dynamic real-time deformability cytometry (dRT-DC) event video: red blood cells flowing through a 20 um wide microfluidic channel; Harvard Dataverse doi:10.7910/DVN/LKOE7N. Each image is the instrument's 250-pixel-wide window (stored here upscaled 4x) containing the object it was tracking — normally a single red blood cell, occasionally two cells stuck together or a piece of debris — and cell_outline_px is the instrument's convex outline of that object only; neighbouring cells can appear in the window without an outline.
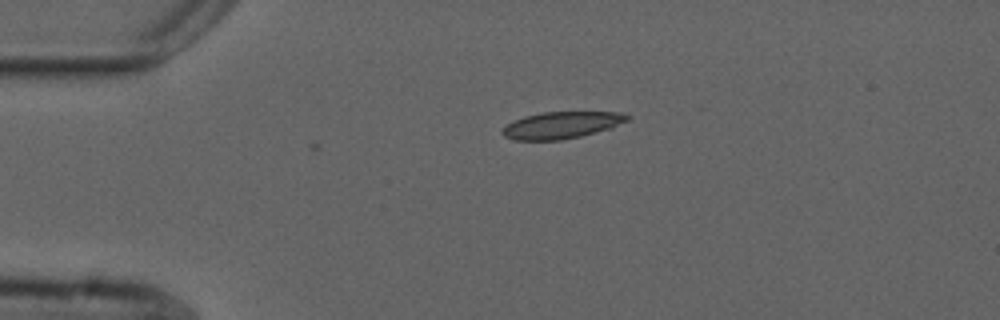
{"species": "common noctule bat (a hibernating species)", "species_latin": "Nyctalus noctula", "temperature_condition": "cold", "stored_images_in_passage": 20, "camera_frame_rate_fps": 3000, "um_per_image_px": 0.085, "animal": {"sex": "male", "forearm_length_mm": 52.5}, "frame": {"image": 1, "passage_image": 1, "time_ms": 0.0, "image_size_px": [1000, 320], "cell_outline_px": [[628, 120], [612, 128], [580, 136], [560, 140], [516, 140], [504, 136], [500, 132], [508, 124], [524, 116], [544, 112], [624, 112], [628, 116]], "centroid_in_image_um": [47.75, 10.63], "position_along_channel_um": 37.3, "area_um2": 19.36}}
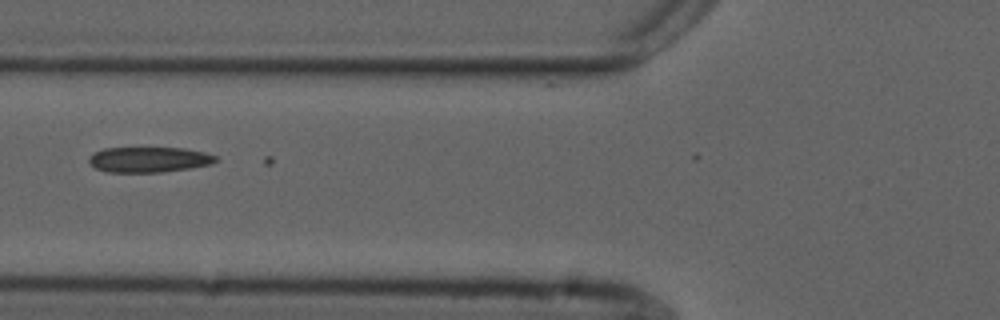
{"frame": {"image": 2, "passage_image": 10, "time_ms": 3.0, "image_size_px": [1000, 320], "cell_outline_px": [[216, 160], [212, 164], [188, 168], [160, 172], [108, 172], [96, 168], [88, 160], [88, 156], [92, 152], [104, 148], [184, 148], [204, 152], [216, 156]], "centroid_in_image_um": [12.62, 13.56], "position_along_channel_um": 113.2, "area_um2": 18.67}}
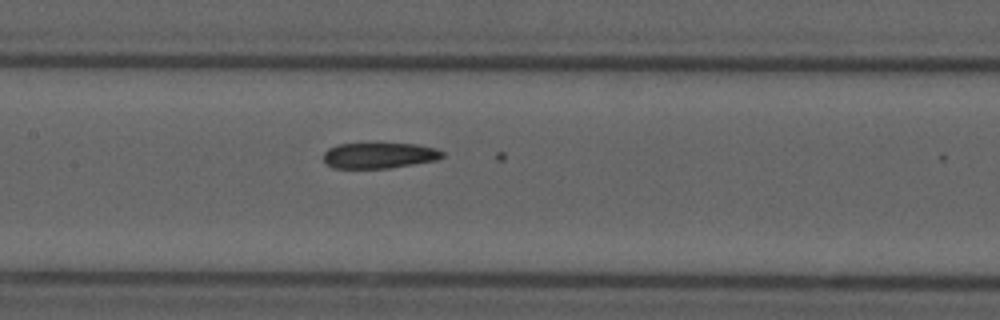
{"frame": {"image": 3, "passage_image": 15, "time_ms": 4.667, "image_size_px": [1000, 320], "cell_outline_px": [[444, 156], [436, 160], [388, 168], [332, 168], [324, 160], [324, 152], [328, 148], [336, 144], [416, 144], [436, 148], [444, 152]], "centroid_in_image_um": [32.23, 13.21], "position_along_channel_um": 175.2, "area_um2": 17.69}}